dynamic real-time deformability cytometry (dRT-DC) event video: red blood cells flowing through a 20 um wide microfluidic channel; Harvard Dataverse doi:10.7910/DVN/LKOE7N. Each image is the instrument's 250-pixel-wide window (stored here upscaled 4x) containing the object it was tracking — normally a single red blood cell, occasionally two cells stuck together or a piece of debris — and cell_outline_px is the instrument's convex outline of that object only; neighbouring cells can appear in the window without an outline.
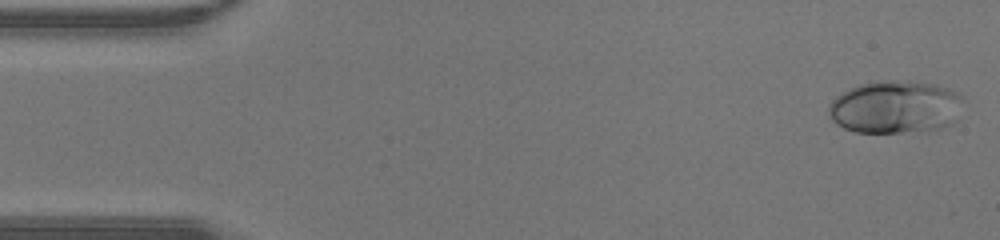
{"species": "human", "species_latin": "Homo sapiens", "temperature_condition": "warm", "stored_images_in_passage": 42, "camera_frame_rate_fps": 3000, "um_per_image_px": 0.085, "donor": {"sex": "male"}, "frame": {"image": 1, "passage_image": 1, "time_ms": 0.0, "image_size_px": [1000, 240], "cell_outline_px": [[964, 100], [944, 124], [936, 128], [900, 132], [856, 132], [844, 128], [836, 124], [832, 120], [828, 112], [828, 104], [836, 96], [860, 84], [908, 80], [936, 84], [948, 88], [956, 92]], "centroid_in_image_um": [75.99, 9.08], "position_along_channel_um": 9.0, "area_um2": 40.06}}
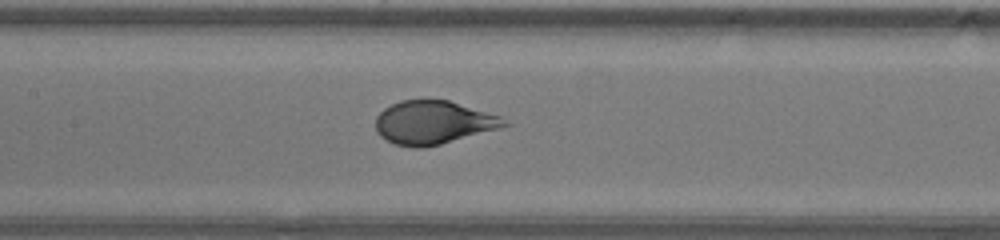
{"frame": {"image": 2, "passage_image": 19, "time_ms": 6.0, "image_size_px": [1000, 240], "cell_outline_px": [[512, 124], [500, 128], [440, 144], [424, 148], [412, 148], [396, 144], [380, 136], [376, 132], [376, 116], [384, 108], [400, 100], [448, 100], [500, 116]], "centroid_in_image_um": [36.82, 10.42], "position_along_channel_um": 170.6, "area_um2": 32.37}}
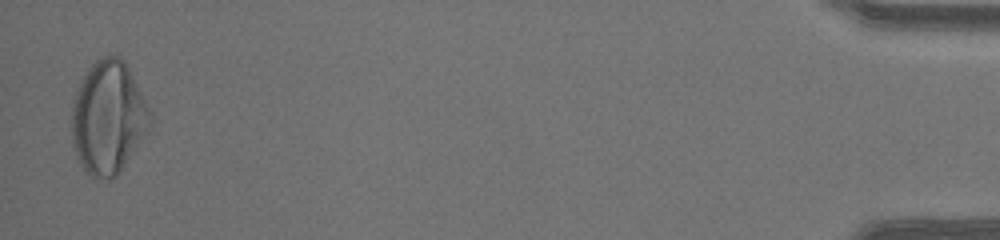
{"frame": {"image": 3, "passage_image": 41, "time_ms": 13.333, "image_size_px": [1000, 240], "cell_outline_px": [[152, 112], [144, 132], [124, 164], [116, 176], [112, 180], [96, 180], [80, 164], [76, 156], [72, 144], [72, 104], [76, 92], [88, 68], [100, 56], [120, 56], [124, 60]], "centroid_in_image_um": [9.15, 9.98], "position_along_channel_um": 426.0, "area_um2": 50.75}}